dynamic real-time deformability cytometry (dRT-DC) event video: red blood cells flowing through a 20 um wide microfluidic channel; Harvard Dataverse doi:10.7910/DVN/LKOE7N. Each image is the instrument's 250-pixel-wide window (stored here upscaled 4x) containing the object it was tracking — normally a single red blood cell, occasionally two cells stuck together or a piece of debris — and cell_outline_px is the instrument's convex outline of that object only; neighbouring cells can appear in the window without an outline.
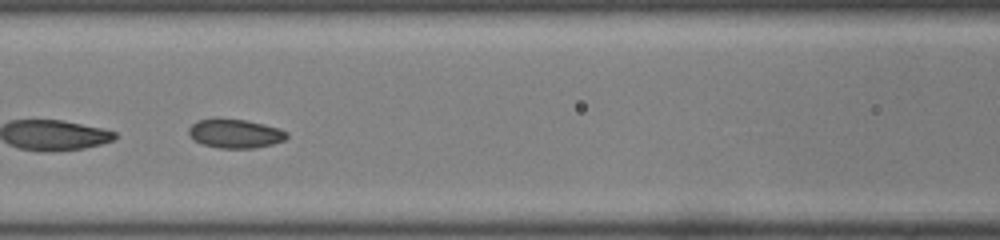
{"species": "common noctule bat (a hibernating species)", "species_latin": "Nyctalus noctula", "temperature_condition": "room temperature", "stored_images_in_passage": 15, "camera_frame_rate_fps": 3000, "um_per_image_px": 0.085, "animal": {"sex": "male", "body_mass_g": 19.0, "forearm_length_mm": 50.8}, "frame": {"image": 1, "passage_image": 13, "time_ms": 4.0, "image_size_px": [1000, 240], "cell_outline_px": [[288, 136], [284, 140], [272, 144], [256, 148], [220, 148], [204, 144], [196, 140], [188, 132], [188, 128], [196, 120], [216, 116], [244, 120], [264, 124], [280, 128], [288, 132]], "centroid_in_image_um": [19.98, 11.31], "position_along_channel_um": 146.6, "area_um2": 16.82}}